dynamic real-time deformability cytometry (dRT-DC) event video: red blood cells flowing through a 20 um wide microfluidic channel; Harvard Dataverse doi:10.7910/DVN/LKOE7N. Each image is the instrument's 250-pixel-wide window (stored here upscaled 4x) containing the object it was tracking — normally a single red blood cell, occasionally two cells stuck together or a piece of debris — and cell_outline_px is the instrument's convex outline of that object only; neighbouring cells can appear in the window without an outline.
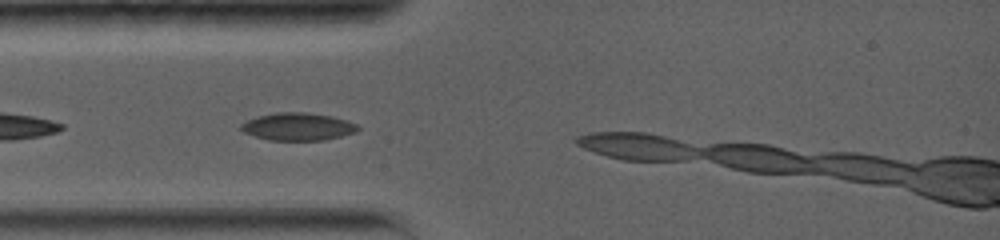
{"species": "common noctule bat (a hibernating species)", "species_latin": "Nyctalus noctula", "temperature_condition": "warm", "stored_images_in_passage": 3, "camera_frame_rate_fps": 5000, "um_per_image_px": 0.085, "animal": {"sex": "female", "body_mass_g": 19.0, "forearm_length_mm": 56.7}, "frame": {"image": 1, "passage_image": 2, "time_ms": 1.0, "image_size_px": [1000, 240], "cell_outline_px": [[360, 128], [356, 132], [324, 140], [268, 140], [244, 132], [240, 128], [240, 124], [256, 116], [276, 112], [308, 112], [332, 116], [348, 120], [356, 124]], "centroid_in_image_um": [25.32, 10.75], "position_along_channel_um": 59.7, "area_um2": 18.84}}